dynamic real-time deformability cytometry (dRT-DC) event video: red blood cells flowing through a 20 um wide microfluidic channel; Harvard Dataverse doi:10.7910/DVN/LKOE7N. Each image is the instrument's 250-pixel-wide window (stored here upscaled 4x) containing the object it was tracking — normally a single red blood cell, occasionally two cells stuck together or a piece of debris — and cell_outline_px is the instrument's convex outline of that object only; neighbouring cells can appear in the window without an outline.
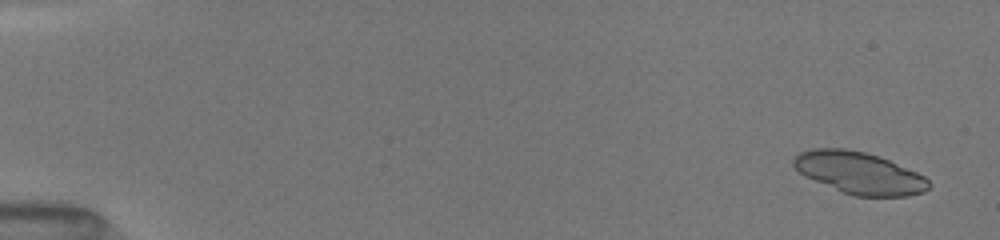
{"species": "common noctule bat (a hibernating species)", "species_latin": "Nyctalus noctula", "temperature_condition": "room temperature", "stored_images_in_passage": 18, "camera_frame_rate_fps": 3000, "um_per_image_px": 0.085, "animal": {"sex": "female", "body_mass_g": 19.5, "forearm_length_mm": 54.1}, "frame": {"image": 1, "passage_image": 1, "time_ms": 0.0, "image_size_px": [1000, 240], "cell_outline_px": [[932, 184], [924, 192], [908, 196], [852, 196], [840, 192], [804, 176], [792, 164], [792, 160], [800, 152], [812, 148], [844, 148], [864, 152], [880, 156], [916, 172], [924, 176]], "centroid_in_image_um": [73.03, 14.7], "position_along_channel_um": 12.0, "area_um2": 33.18}}
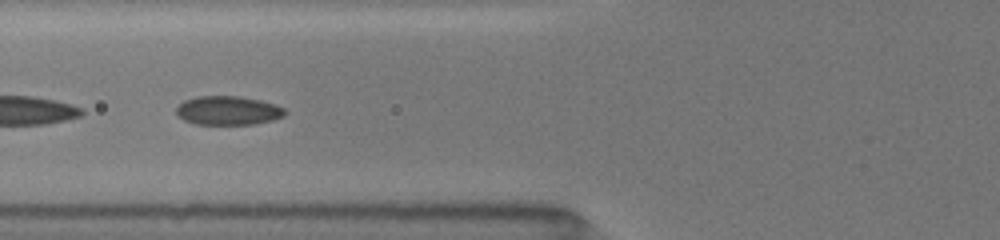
{"frame": {"image": 2, "passage_image": 15, "time_ms": 6.333, "image_size_px": [1000, 240], "cell_outline_px": [[288, 112], [284, 116], [272, 120], [256, 124], [196, 124], [184, 120], [176, 112], [176, 108], [184, 100], [196, 96], [240, 96], [260, 100], [276, 104], [284, 108]], "centroid_in_image_um": [19.42, 9.39], "position_along_channel_um": 106.4, "area_um2": 18.38}}
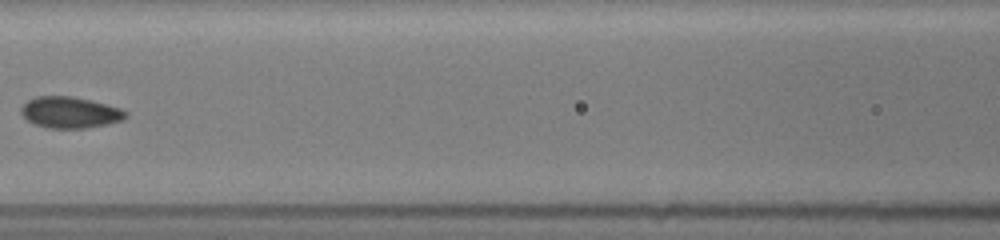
{"frame": {"image": 3, "passage_image": 18, "time_ms": 7.667, "image_size_px": [1000, 240], "cell_outline_px": [[128, 116], [120, 120], [104, 124], [84, 128], [48, 128], [36, 124], [28, 120], [20, 112], [20, 108], [28, 100], [36, 96], [72, 96], [92, 100], [120, 108], [128, 112]], "centroid_in_image_um": [5.94, 9.54], "position_along_channel_um": 160.7, "area_um2": 18.9}}